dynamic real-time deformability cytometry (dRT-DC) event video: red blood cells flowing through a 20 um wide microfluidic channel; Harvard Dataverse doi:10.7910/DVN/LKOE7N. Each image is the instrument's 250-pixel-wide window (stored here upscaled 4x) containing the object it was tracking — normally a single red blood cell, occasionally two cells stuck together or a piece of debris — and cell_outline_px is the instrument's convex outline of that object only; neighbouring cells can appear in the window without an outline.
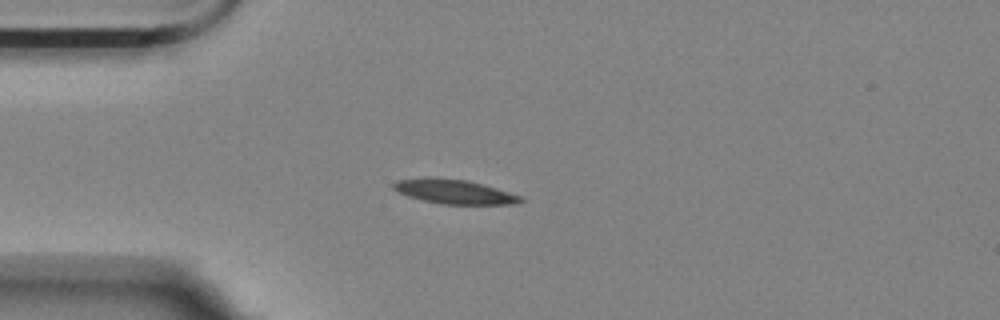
{"species": "Egyptian fruit bat (a non-hibernating species)", "species_latin": "Rousettus aegyptiacus", "temperature_condition": "room temperature", "stored_images_in_passage": 43, "camera_frame_rate_fps": 3000, "um_per_image_px": 0.085, "animal": {"sex": "female"}, "frame": {"image": 1, "passage_image": 1, "time_ms": 0.0, "image_size_px": [1000, 320], "cell_outline_px": [[524, 200], [516, 204], [440, 204], [408, 196], [392, 188], [392, 184], [396, 180], [468, 180], [496, 188], [520, 196]], "centroid_in_image_um": [38.69, 16.34], "position_along_channel_um": 46.3, "area_um2": 16.99}}
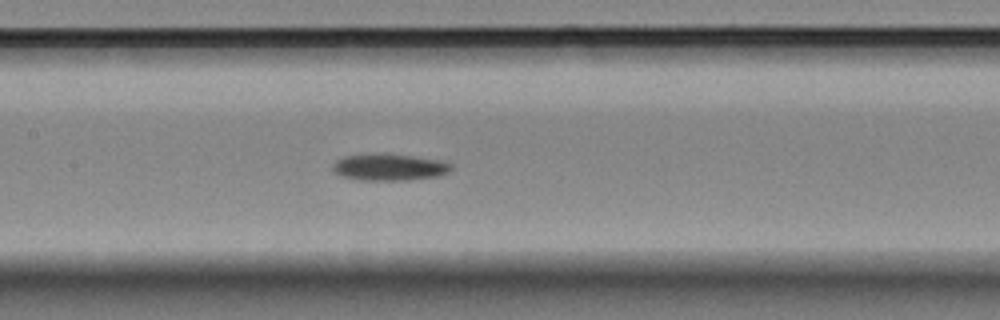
{"frame": {"image": 2, "passage_image": 13, "time_ms": 4.0, "image_size_px": [1000, 320], "cell_outline_px": [[452, 168], [448, 172], [440, 176], [404, 180], [356, 180], [340, 176], [332, 168], [332, 164], [336, 160], [344, 156], [412, 156], [444, 160], [452, 164]], "centroid_in_image_um": [33.13, 14.25], "position_along_channel_um": 174.3, "area_um2": 17.86}}
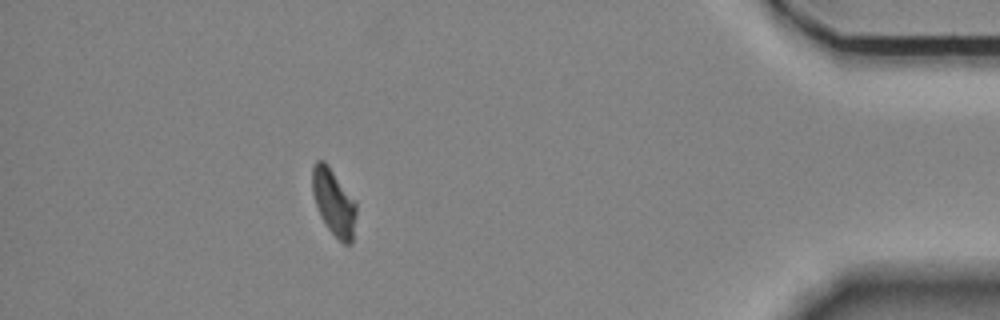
{"frame": {"image": 3, "passage_image": 37, "time_ms": 12.0, "image_size_px": [1000, 320], "cell_outline_px": [[356, 216], [352, 244], [344, 244], [328, 228], [320, 216], [312, 192], [312, 168], [316, 160], [324, 160], [328, 164], [356, 200]], "centroid_in_image_um": [28.38, 17.16], "position_along_channel_um": 406.8, "area_um2": 17.17}}